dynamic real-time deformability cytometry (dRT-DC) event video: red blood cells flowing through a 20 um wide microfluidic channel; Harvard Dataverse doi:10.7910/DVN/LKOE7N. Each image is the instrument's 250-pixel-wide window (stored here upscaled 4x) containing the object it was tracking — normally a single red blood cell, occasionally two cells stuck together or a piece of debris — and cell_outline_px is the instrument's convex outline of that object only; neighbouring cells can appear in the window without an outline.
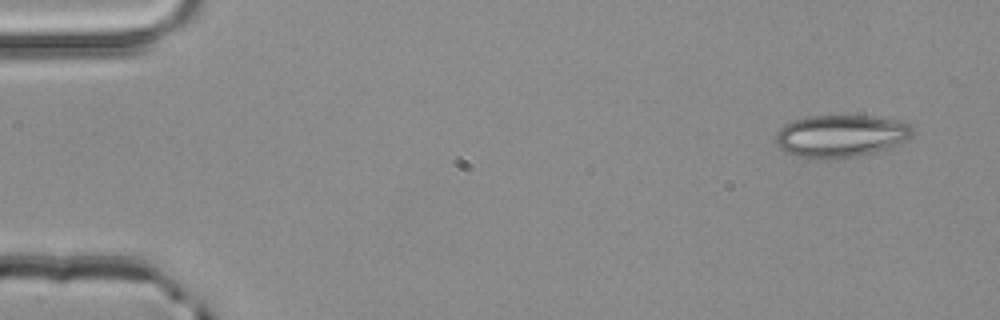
{"species": "common noctule bat (a hibernating species)", "species_latin": "Nyctalus noctula", "temperature_condition": "room temperature", "stored_images_in_passage": 3, "camera_frame_rate_fps": 3000, "um_per_image_px": 0.085, "animal": {"sex": "male", "body_mass_g": 20.4}, "frame": {"image": 1, "passage_image": 1, "time_ms": 0.0, "image_size_px": [1000, 320], "cell_outline_px": [[912, 136], [908, 140], [872, 152], [856, 156], [824, 160], [812, 160], [788, 152], [780, 148], [776, 144], [776, 132], [784, 124], [792, 120], [808, 116], [868, 116], [900, 120], [908, 124], [912, 128]], "centroid_in_image_um": [71.43, 11.56], "position_along_channel_um": 13.6, "area_um2": 33.76}}